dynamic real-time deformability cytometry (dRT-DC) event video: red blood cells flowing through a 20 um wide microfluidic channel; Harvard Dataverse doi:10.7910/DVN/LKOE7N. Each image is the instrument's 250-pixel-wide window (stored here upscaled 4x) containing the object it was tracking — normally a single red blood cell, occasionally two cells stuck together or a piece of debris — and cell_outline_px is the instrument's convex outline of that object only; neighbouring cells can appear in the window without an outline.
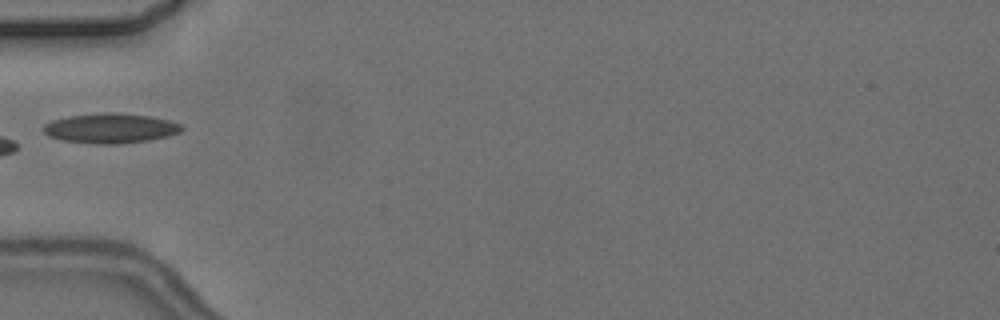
{"species": "common noctule bat (a hibernating species)", "species_latin": "Nyctalus noctula", "temperature_condition": "cold", "stored_images_in_passage": 5, "camera_frame_rate_fps": 3000, "um_per_image_px": 0.085, "animal": {"sex": "female", "body_mass_g": 24.6, "forearm_length_mm": 56.2}, "frame": {"image": 1, "passage_image": 5, "time_ms": 4.667, "image_size_px": [1000, 320], "cell_outline_px": [[184, 128], [180, 132], [168, 136], [148, 140], [120, 144], [96, 144], [64, 140], [48, 136], [44, 132], [44, 124], [52, 120], [68, 116], [104, 112], [112, 112], [148, 116], [168, 120], [180, 124]], "centroid_in_image_um": [9.38, 10.9], "position_along_channel_um": 75.6, "area_um2": 23.93}}